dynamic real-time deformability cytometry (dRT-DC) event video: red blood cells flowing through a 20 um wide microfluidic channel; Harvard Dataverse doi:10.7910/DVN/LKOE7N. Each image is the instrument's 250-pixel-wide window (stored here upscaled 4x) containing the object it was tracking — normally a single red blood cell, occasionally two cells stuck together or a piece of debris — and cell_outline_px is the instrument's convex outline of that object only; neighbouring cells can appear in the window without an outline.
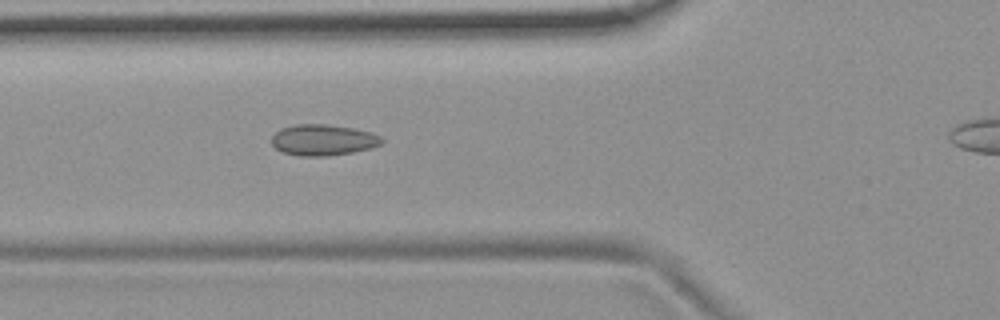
{"species": "common noctule bat (a hibernating species)", "species_latin": "Nyctalus noctula", "temperature_condition": "room temperature", "stored_images_in_passage": 4, "camera_frame_rate_fps": 3000, "um_per_image_px": 0.085, "animal": {"sex": "female", "body_mass_g": 19.9}, "frame": {"image": 1, "passage_image": 3, "time_ms": 0.667, "image_size_px": [1000, 320], "cell_outline_px": [[384, 140], [380, 144], [372, 148], [352, 152], [328, 156], [300, 156], [284, 152], [276, 148], [272, 144], [272, 136], [280, 128], [296, 124], [328, 124], [352, 128], [372, 132], [380, 136]], "centroid_in_image_um": [27.47, 11.89], "position_along_channel_um": 98.3, "area_um2": 19.94}}